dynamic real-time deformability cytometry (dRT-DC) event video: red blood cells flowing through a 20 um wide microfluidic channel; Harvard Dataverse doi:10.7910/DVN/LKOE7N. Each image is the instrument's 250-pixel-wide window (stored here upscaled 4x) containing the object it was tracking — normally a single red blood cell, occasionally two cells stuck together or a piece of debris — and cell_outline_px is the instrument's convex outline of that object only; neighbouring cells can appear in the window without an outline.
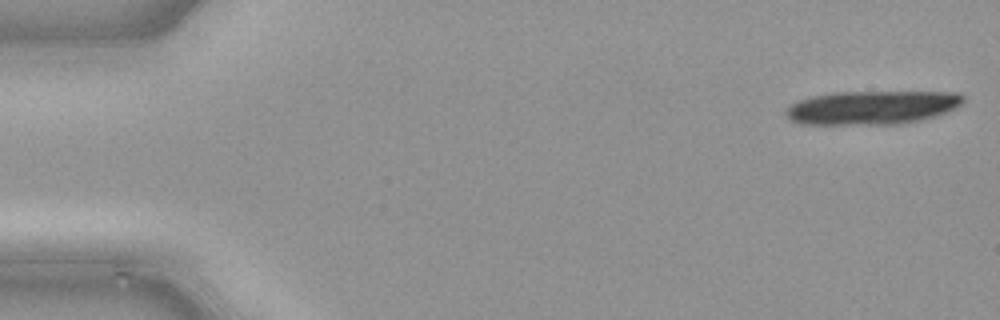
{"species": "common noctule bat (a hibernating species)", "species_latin": "Nyctalus noctula", "temperature_condition": "cold", "stored_images_in_passage": 16, "camera_frame_rate_fps": 3000, "um_per_image_px": 0.085, "animal": {"sex": "male", "body_mass_g": 21.5, "forearm_length_mm": 52.0}, "frame": {"image": 1, "passage_image": 1, "time_ms": 0.0, "image_size_px": [1000, 320], "cell_outline_px": [[964, 100], [956, 108], [948, 112], [936, 116], [904, 124], [800, 124], [788, 120], [784, 116], [784, 108], [788, 104], [796, 100], [812, 96], [832, 92], [960, 92], [964, 96]], "centroid_in_image_um": [74.06, 9.14], "position_along_channel_um": 10.9, "area_um2": 35.49}}